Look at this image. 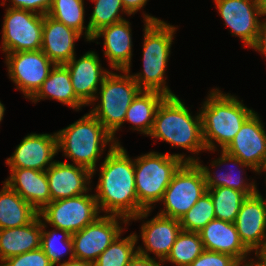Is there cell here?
Masks as SVG:
<instances>
[{"label":"cell","instance_id":"obj_6","mask_svg":"<svg viewBox=\"0 0 266 266\" xmlns=\"http://www.w3.org/2000/svg\"><path fill=\"white\" fill-rule=\"evenodd\" d=\"M182 154L150 152L134 159L135 186L139 204L151 210L152 204L161 201L174 174L184 162H195Z\"/></svg>","mask_w":266,"mask_h":266},{"label":"cell","instance_id":"obj_42","mask_svg":"<svg viewBox=\"0 0 266 266\" xmlns=\"http://www.w3.org/2000/svg\"><path fill=\"white\" fill-rule=\"evenodd\" d=\"M59 266H94L93 262L90 261H85L82 259H77V258H73L70 261H64L61 265Z\"/></svg>","mask_w":266,"mask_h":266},{"label":"cell","instance_id":"obj_1","mask_svg":"<svg viewBox=\"0 0 266 266\" xmlns=\"http://www.w3.org/2000/svg\"><path fill=\"white\" fill-rule=\"evenodd\" d=\"M100 167L95 195L99 210L128 221L146 218L151 210H145L138 202L134 160L129 158L124 147L112 143Z\"/></svg>","mask_w":266,"mask_h":266},{"label":"cell","instance_id":"obj_11","mask_svg":"<svg viewBox=\"0 0 266 266\" xmlns=\"http://www.w3.org/2000/svg\"><path fill=\"white\" fill-rule=\"evenodd\" d=\"M10 79L31 99L47 79L55 64L42 50L6 54Z\"/></svg>","mask_w":266,"mask_h":266},{"label":"cell","instance_id":"obj_7","mask_svg":"<svg viewBox=\"0 0 266 266\" xmlns=\"http://www.w3.org/2000/svg\"><path fill=\"white\" fill-rule=\"evenodd\" d=\"M124 75L110 72L100 86V104L90 112L114 138L116 131L124 123L127 109L142 91L128 71ZM127 74V75H126Z\"/></svg>","mask_w":266,"mask_h":266},{"label":"cell","instance_id":"obj_27","mask_svg":"<svg viewBox=\"0 0 266 266\" xmlns=\"http://www.w3.org/2000/svg\"><path fill=\"white\" fill-rule=\"evenodd\" d=\"M166 97L159 91L142 90L127 109L125 121L135 126L133 129L149 135L158 106Z\"/></svg>","mask_w":266,"mask_h":266},{"label":"cell","instance_id":"obj_25","mask_svg":"<svg viewBox=\"0 0 266 266\" xmlns=\"http://www.w3.org/2000/svg\"><path fill=\"white\" fill-rule=\"evenodd\" d=\"M43 98L58 100L76 110H80V107L84 105L76 97L69 70L64 64L52 67L47 79L30 100L37 102Z\"/></svg>","mask_w":266,"mask_h":266},{"label":"cell","instance_id":"obj_34","mask_svg":"<svg viewBox=\"0 0 266 266\" xmlns=\"http://www.w3.org/2000/svg\"><path fill=\"white\" fill-rule=\"evenodd\" d=\"M45 227H46L45 222H42L41 249L45 252V255L49 258V261L54 266L57 263L58 265H61L62 263L60 261L62 256L64 257L65 253L68 254V252L71 253L69 261L73 259L74 249H73V241L71 234L66 230H59L57 228H55L56 230L53 229L48 232L44 230ZM59 231L61 232L62 235L61 241L57 237L58 236L57 233ZM59 244H62L61 246H63V248L59 247Z\"/></svg>","mask_w":266,"mask_h":266},{"label":"cell","instance_id":"obj_37","mask_svg":"<svg viewBox=\"0 0 266 266\" xmlns=\"http://www.w3.org/2000/svg\"><path fill=\"white\" fill-rule=\"evenodd\" d=\"M231 255L204 250L189 266H240Z\"/></svg>","mask_w":266,"mask_h":266},{"label":"cell","instance_id":"obj_31","mask_svg":"<svg viewBox=\"0 0 266 266\" xmlns=\"http://www.w3.org/2000/svg\"><path fill=\"white\" fill-rule=\"evenodd\" d=\"M214 204L216 219L234 223L243 200V192L228 187L207 189Z\"/></svg>","mask_w":266,"mask_h":266},{"label":"cell","instance_id":"obj_24","mask_svg":"<svg viewBox=\"0 0 266 266\" xmlns=\"http://www.w3.org/2000/svg\"><path fill=\"white\" fill-rule=\"evenodd\" d=\"M38 214L25 226L0 229V262L41 247L42 221Z\"/></svg>","mask_w":266,"mask_h":266},{"label":"cell","instance_id":"obj_8","mask_svg":"<svg viewBox=\"0 0 266 266\" xmlns=\"http://www.w3.org/2000/svg\"><path fill=\"white\" fill-rule=\"evenodd\" d=\"M206 192L199 165L196 162H184L166 188L161 199L165 209L158 214L180 220Z\"/></svg>","mask_w":266,"mask_h":266},{"label":"cell","instance_id":"obj_22","mask_svg":"<svg viewBox=\"0 0 266 266\" xmlns=\"http://www.w3.org/2000/svg\"><path fill=\"white\" fill-rule=\"evenodd\" d=\"M10 171V177L5 183L35 210L40 212L51 202L46 171L26 168H10Z\"/></svg>","mask_w":266,"mask_h":266},{"label":"cell","instance_id":"obj_36","mask_svg":"<svg viewBox=\"0 0 266 266\" xmlns=\"http://www.w3.org/2000/svg\"><path fill=\"white\" fill-rule=\"evenodd\" d=\"M2 266H54L41 247L7 258Z\"/></svg>","mask_w":266,"mask_h":266},{"label":"cell","instance_id":"obj_46","mask_svg":"<svg viewBox=\"0 0 266 266\" xmlns=\"http://www.w3.org/2000/svg\"><path fill=\"white\" fill-rule=\"evenodd\" d=\"M4 111H5L4 105L0 102V122L2 121Z\"/></svg>","mask_w":266,"mask_h":266},{"label":"cell","instance_id":"obj_40","mask_svg":"<svg viewBox=\"0 0 266 266\" xmlns=\"http://www.w3.org/2000/svg\"><path fill=\"white\" fill-rule=\"evenodd\" d=\"M251 48L266 55V21L260 22L257 40Z\"/></svg>","mask_w":266,"mask_h":266},{"label":"cell","instance_id":"obj_2","mask_svg":"<svg viewBox=\"0 0 266 266\" xmlns=\"http://www.w3.org/2000/svg\"><path fill=\"white\" fill-rule=\"evenodd\" d=\"M202 137L206 150L215 151L216 141L224 150L254 113L235 96L212 90L201 108Z\"/></svg>","mask_w":266,"mask_h":266},{"label":"cell","instance_id":"obj_9","mask_svg":"<svg viewBox=\"0 0 266 266\" xmlns=\"http://www.w3.org/2000/svg\"><path fill=\"white\" fill-rule=\"evenodd\" d=\"M100 212L95 195L83 194L51 201L38 214L54 228L73 234L93 223Z\"/></svg>","mask_w":266,"mask_h":266},{"label":"cell","instance_id":"obj_45","mask_svg":"<svg viewBox=\"0 0 266 266\" xmlns=\"http://www.w3.org/2000/svg\"><path fill=\"white\" fill-rule=\"evenodd\" d=\"M242 266H262V265L259 262H255L254 260L252 261L251 259L250 262L249 261L247 263L245 262L244 265Z\"/></svg>","mask_w":266,"mask_h":266},{"label":"cell","instance_id":"obj_5","mask_svg":"<svg viewBox=\"0 0 266 266\" xmlns=\"http://www.w3.org/2000/svg\"><path fill=\"white\" fill-rule=\"evenodd\" d=\"M57 149L71 158L74 164L95 173L96 163L106 145L114 143L113 136L90 112L68 127L58 131Z\"/></svg>","mask_w":266,"mask_h":266},{"label":"cell","instance_id":"obj_20","mask_svg":"<svg viewBox=\"0 0 266 266\" xmlns=\"http://www.w3.org/2000/svg\"><path fill=\"white\" fill-rule=\"evenodd\" d=\"M81 35L75 29L43 15L41 50L55 65L65 64L75 56L74 42Z\"/></svg>","mask_w":266,"mask_h":266},{"label":"cell","instance_id":"obj_15","mask_svg":"<svg viewBox=\"0 0 266 266\" xmlns=\"http://www.w3.org/2000/svg\"><path fill=\"white\" fill-rule=\"evenodd\" d=\"M225 25L232 35L252 47L258 36L261 16L258 0H214Z\"/></svg>","mask_w":266,"mask_h":266},{"label":"cell","instance_id":"obj_41","mask_svg":"<svg viewBox=\"0 0 266 266\" xmlns=\"http://www.w3.org/2000/svg\"><path fill=\"white\" fill-rule=\"evenodd\" d=\"M147 1L148 0H122V3L127 14L132 15L143 8Z\"/></svg>","mask_w":266,"mask_h":266},{"label":"cell","instance_id":"obj_44","mask_svg":"<svg viewBox=\"0 0 266 266\" xmlns=\"http://www.w3.org/2000/svg\"><path fill=\"white\" fill-rule=\"evenodd\" d=\"M261 16L266 15V0H258Z\"/></svg>","mask_w":266,"mask_h":266},{"label":"cell","instance_id":"obj_43","mask_svg":"<svg viewBox=\"0 0 266 266\" xmlns=\"http://www.w3.org/2000/svg\"><path fill=\"white\" fill-rule=\"evenodd\" d=\"M259 257L258 262L262 265V266H266V245L264 247V249L257 255Z\"/></svg>","mask_w":266,"mask_h":266},{"label":"cell","instance_id":"obj_3","mask_svg":"<svg viewBox=\"0 0 266 266\" xmlns=\"http://www.w3.org/2000/svg\"><path fill=\"white\" fill-rule=\"evenodd\" d=\"M143 73L131 75L141 90L175 94L165 86V68L169 59L175 27L144 14Z\"/></svg>","mask_w":266,"mask_h":266},{"label":"cell","instance_id":"obj_10","mask_svg":"<svg viewBox=\"0 0 266 266\" xmlns=\"http://www.w3.org/2000/svg\"><path fill=\"white\" fill-rule=\"evenodd\" d=\"M43 15L8 8L2 28V50L7 53L41 50Z\"/></svg>","mask_w":266,"mask_h":266},{"label":"cell","instance_id":"obj_39","mask_svg":"<svg viewBox=\"0 0 266 266\" xmlns=\"http://www.w3.org/2000/svg\"><path fill=\"white\" fill-rule=\"evenodd\" d=\"M159 262L155 260V258H151V256H144L140 253H136L134 257L128 262L126 266H162Z\"/></svg>","mask_w":266,"mask_h":266},{"label":"cell","instance_id":"obj_30","mask_svg":"<svg viewBox=\"0 0 266 266\" xmlns=\"http://www.w3.org/2000/svg\"><path fill=\"white\" fill-rule=\"evenodd\" d=\"M204 250L199 232L181 230L170 254L163 262L170 261L177 266H189Z\"/></svg>","mask_w":266,"mask_h":266},{"label":"cell","instance_id":"obj_4","mask_svg":"<svg viewBox=\"0 0 266 266\" xmlns=\"http://www.w3.org/2000/svg\"><path fill=\"white\" fill-rule=\"evenodd\" d=\"M149 136L195 153L206 150L200 113L191 116L176 95L166 96L158 106Z\"/></svg>","mask_w":266,"mask_h":266},{"label":"cell","instance_id":"obj_33","mask_svg":"<svg viewBox=\"0 0 266 266\" xmlns=\"http://www.w3.org/2000/svg\"><path fill=\"white\" fill-rule=\"evenodd\" d=\"M215 218L214 204L207 191L179 221L183 231L199 232Z\"/></svg>","mask_w":266,"mask_h":266},{"label":"cell","instance_id":"obj_17","mask_svg":"<svg viewBox=\"0 0 266 266\" xmlns=\"http://www.w3.org/2000/svg\"><path fill=\"white\" fill-rule=\"evenodd\" d=\"M98 58L95 52L89 51L79 60L74 56L64 64L69 70L76 97L84 105H89L98 98V85L101 86L104 78L110 73L102 69Z\"/></svg>","mask_w":266,"mask_h":266},{"label":"cell","instance_id":"obj_29","mask_svg":"<svg viewBox=\"0 0 266 266\" xmlns=\"http://www.w3.org/2000/svg\"><path fill=\"white\" fill-rule=\"evenodd\" d=\"M84 0H52L48 16L75 29L80 34L85 30V38L92 41L93 35L90 28L84 27Z\"/></svg>","mask_w":266,"mask_h":266},{"label":"cell","instance_id":"obj_18","mask_svg":"<svg viewBox=\"0 0 266 266\" xmlns=\"http://www.w3.org/2000/svg\"><path fill=\"white\" fill-rule=\"evenodd\" d=\"M51 201L72 198L86 194L89 191L92 172L80 165L54 161L46 170Z\"/></svg>","mask_w":266,"mask_h":266},{"label":"cell","instance_id":"obj_26","mask_svg":"<svg viewBox=\"0 0 266 266\" xmlns=\"http://www.w3.org/2000/svg\"><path fill=\"white\" fill-rule=\"evenodd\" d=\"M37 215L38 211L4 182L0 191V229L25 226Z\"/></svg>","mask_w":266,"mask_h":266},{"label":"cell","instance_id":"obj_23","mask_svg":"<svg viewBox=\"0 0 266 266\" xmlns=\"http://www.w3.org/2000/svg\"><path fill=\"white\" fill-rule=\"evenodd\" d=\"M104 37V55L113 69L130 72L132 39L129 21L122 20L101 28L92 40Z\"/></svg>","mask_w":266,"mask_h":266},{"label":"cell","instance_id":"obj_19","mask_svg":"<svg viewBox=\"0 0 266 266\" xmlns=\"http://www.w3.org/2000/svg\"><path fill=\"white\" fill-rule=\"evenodd\" d=\"M181 230L178 219L157 214L141 227V238L146 250L139 246L136 250L144 256H149L148 252H153L163 262L170 254L176 237Z\"/></svg>","mask_w":266,"mask_h":266},{"label":"cell","instance_id":"obj_21","mask_svg":"<svg viewBox=\"0 0 266 266\" xmlns=\"http://www.w3.org/2000/svg\"><path fill=\"white\" fill-rule=\"evenodd\" d=\"M199 234L205 250L231 255L241 265L250 253L242 243L234 223L215 218Z\"/></svg>","mask_w":266,"mask_h":266},{"label":"cell","instance_id":"obj_16","mask_svg":"<svg viewBox=\"0 0 266 266\" xmlns=\"http://www.w3.org/2000/svg\"><path fill=\"white\" fill-rule=\"evenodd\" d=\"M56 153H58L56 133L52 135L33 133L24 137L13 155L7 158L6 164L10 168L46 171L54 163L52 159Z\"/></svg>","mask_w":266,"mask_h":266},{"label":"cell","instance_id":"obj_32","mask_svg":"<svg viewBox=\"0 0 266 266\" xmlns=\"http://www.w3.org/2000/svg\"><path fill=\"white\" fill-rule=\"evenodd\" d=\"M137 241L138 236L135 233L123 239H120L119 234L108 248L99 255L94 266H126L137 253V250L134 251Z\"/></svg>","mask_w":266,"mask_h":266},{"label":"cell","instance_id":"obj_12","mask_svg":"<svg viewBox=\"0 0 266 266\" xmlns=\"http://www.w3.org/2000/svg\"><path fill=\"white\" fill-rule=\"evenodd\" d=\"M118 219L126 224L128 220L118 215L99 216L93 223L71 234L74 258L95 262L101 253L121 234Z\"/></svg>","mask_w":266,"mask_h":266},{"label":"cell","instance_id":"obj_38","mask_svg":"<svg viewBox=\"0 0 266 266\" xmlns=\"http://www.w3.org/2000/svg\"><path fill=\"white\" fill-rule=\"evenodd\" d=\"M11 2L13 6L10 8L29 10L41 15H47L52 5V0H11Z\"/></svg>","mask_w":266,"mask_h":266},{"label":"cell","instance_id":"obj_14","mask_svg":"<svg viewBox=\"0 0 266 266\" xmlns=\"http://www.w3.org/2000/svg\"><path fill=\"white\" fill-rule=\"evenodd\" d=\"M234 224L244 246L257 256L266 245V204L259 191L243 200Z\"/></svg>","mask_w":266,"mask_h":266},{"label":"cell","instance_id":"obj_28","mask_svg":"<svg viewBox=\"0 0 266 266\" xmlns=\"http://www.w3.org/2000/svg\"><path fill=\"white\" fill-rule=\"evenodd\" d=\"M221 153L222 155L217 160L212 162V167L220 166L226 162L227 163L230 162V164L233 162V164L236 166L251 168L249 165L244 164L239 158L228 154L224 150H222ZM195 162L199 165V167L201 168L203 172L207 189L216 188V187H228L231 189H236L238 191H241L246 196H251L258 191L255 186V182H252L249 184L244 183L243 178L239 174L237 176H233L232 174L231 175L230 174H217L214 177H212V174L210 173L208 166L206 167L204 165H201L198 159Z\"/></svg>","mask_w":266,"mask_h":266},{"label":"cell","instance_id":"obj_35","mask_svg":"<svg viewBox=\"0 0 266 266\" xmlns=\"http://www.w3.org/2000/svg\"><path fill=\"white\" fill-rule=\"evenodd\" d=\"M95 1L93 13L88 22L90 33L94 35L101 28L125 20L119 12L127 13L124 10L122 0H91Z\"/></svg>","mask_w":266,"mask_h":266},{"label":"cell","instance_id":"obj_13","mask_svg":"<svg viewBox=\"0 0 266 266\" xmlns=\"http://www.w3.org/2000/svg\"><path fill=\"white\" fill-rule=\"evenodd\" d=\"M263 127L257 113L254 112L224 149L257 173L266 165V131Z\"/></svg>","mask_w":266,"mask_h":266}]
</instances>
